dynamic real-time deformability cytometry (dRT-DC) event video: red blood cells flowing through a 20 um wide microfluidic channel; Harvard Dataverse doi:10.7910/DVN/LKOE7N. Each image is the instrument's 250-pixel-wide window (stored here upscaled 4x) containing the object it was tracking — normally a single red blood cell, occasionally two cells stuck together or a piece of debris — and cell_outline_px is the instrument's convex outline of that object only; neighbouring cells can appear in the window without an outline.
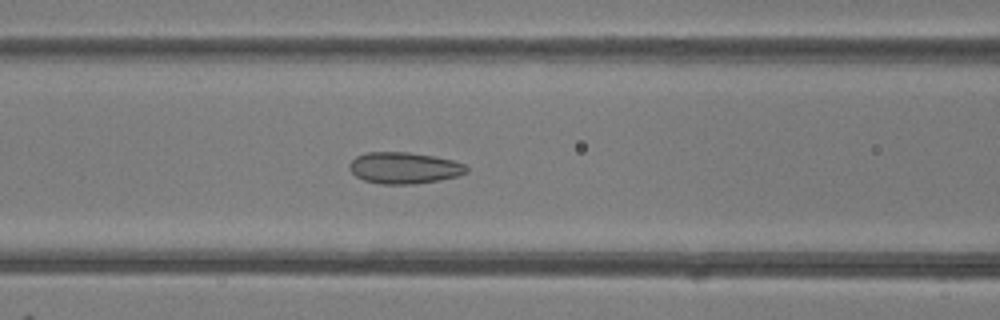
{"species": "common noctule bat (a hibernating species)", "species_latin": "Nyctalus noctula", "temperature_condition": "room temperature", "stored_images_in_passage": 41, "camera_frame_rate_fps": 3000, "um_per_image_px": 0.085, "animal": {"sex": "female"}, "frame": {"image": 1, "passage_image": 13, "time_ms": 4.0, "image_size_px": [1000, 320], "cell_outline_px": [[468, 172], [456, 176], [436, 180], [412, 184], [380, 184], [364, 180], [356, 176], [348, 168], [348, 164], [356, 156], [364, 152], [408, 152], [432, 156], [452, 160], [464, 164], [468, 168]], "centroid_in_image_um": [34.3, 14.26], "position_along_channel_um": 132.3, "area_um2": 21.33}}
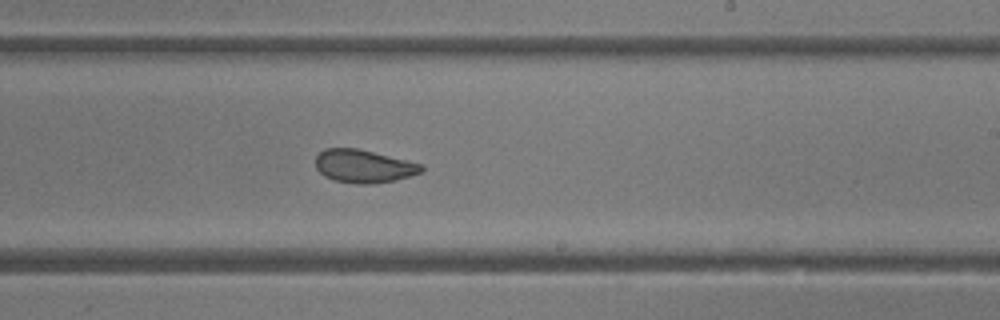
{"frame": {"image": 2, "passage_image": 22, "time_ms": 7.0, "image_size_px": [1000, 320], "cell_outline_px": [[424, 172], [396, 180], [372, 184], [356, 184], [336, 180], [324, 176], [316, 168], [316, 156], [324, 148], [356, 148], [424, 164]], "centroid_in_image_um": [30.94, 14.13], "position_along_channel_um": 258.1, "area_um2": 20.46}}
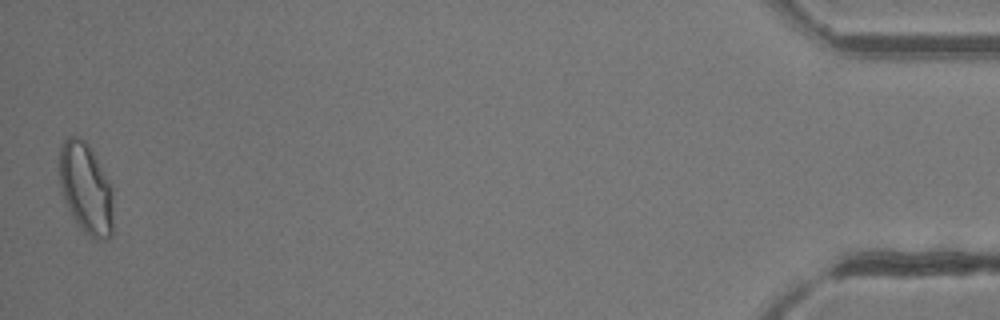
{"frame": {"image": 3, "passage_image": 41, "time_ms": 13.333, "image_size_px": [1000, 320], "cell_outline_px": [[112, 236], [108, 240], [96, 240], [88, 236], [84, 232], [72, 216], [68, 208], [60, 184], [60, 148], [64, 140], [68, 136], [76, 136], [84, 140], [88, 144], [112, 188]], "centroid_in_image_um": [7.31, 16.05], "position_along_channel_um": 427.9, "area_um2": 28.21}, "authors_computed_cell_mechanics": {"area_um2": 22.253, "velocity_mm_per_s": 4.2046, "shape_relaxation_time_tau1_ms": 7.1572, "shape_relaxation_time_tau2_ms": 1.138, "deformation_change_tau1": 0.1371, "deformation_change_tau2": 0.0751}}